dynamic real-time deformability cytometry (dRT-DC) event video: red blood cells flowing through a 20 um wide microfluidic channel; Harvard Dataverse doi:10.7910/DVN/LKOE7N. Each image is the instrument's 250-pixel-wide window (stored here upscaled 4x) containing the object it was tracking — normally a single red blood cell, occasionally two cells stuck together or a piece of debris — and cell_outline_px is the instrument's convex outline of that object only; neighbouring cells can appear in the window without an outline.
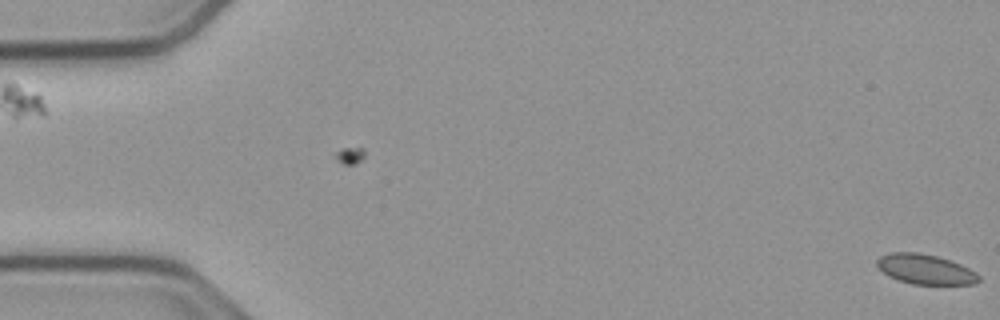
{"species": "common noctule bat (a hibernating species)", "species_latin": "Nyctalus noctula", "temperature_condition": "cold", "stored_images_in_passage": 5, "camera_frame_rate_fps": 3000, "um_per_image_px": 0.085, "animal": {"sex": "male", "body_mass_g": 23.1, "forearm_length_mm": 52.7}, "frame": {"image": 1, "passage_image": 5, "time_ms": 1.333, "image_size_px": [1000, 320], "cell_outline_px": [[980, 280], [976, 284], [912, 284], [896, 280], [888, 276], [876, 264], [876, 260], [880, 256], [888, 252], [920, 252], [936, 256], [960, 264], [976, 272], [980, 276]], "centroid_in_image_um": [78.63, 22.89], "position_along_channel_um": 6.4, "area_um2": 17.8}}